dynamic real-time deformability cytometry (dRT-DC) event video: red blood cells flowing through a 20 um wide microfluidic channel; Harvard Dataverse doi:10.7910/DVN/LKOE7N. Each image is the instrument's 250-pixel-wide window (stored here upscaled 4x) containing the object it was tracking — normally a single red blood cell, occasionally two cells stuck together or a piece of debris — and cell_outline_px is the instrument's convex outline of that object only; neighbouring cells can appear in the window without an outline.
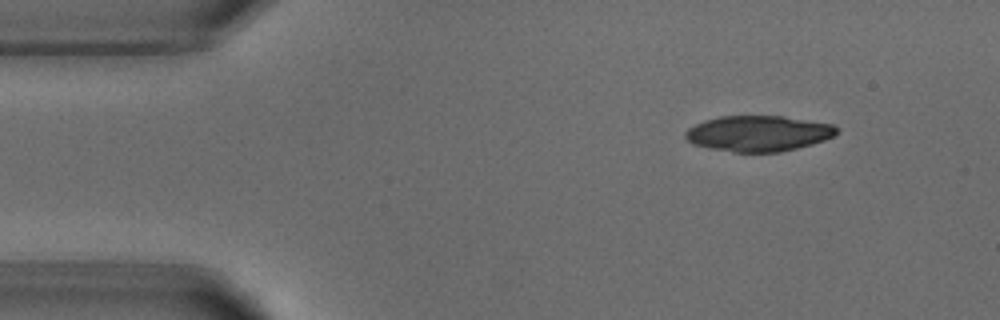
{"species": "common noctule bat (a hibernating species)", "species_latin": "Nyctalus noctula", "temperature_condition": "warm", "stored_images_in_passage": 3, "camera_frame_rate_fps": 3000, "um_per_image_px": 0.085, "animal": {"sex": "male", "body_mass_g": 18.8}, "frame": {"image": 1, "passage_image": 1, "time_ms": 0.0, "image_size_px": [1000, 320], "cell_outline_px": [[840, 128], [832, 136], [824, 140], [812, 144], [780, 152], [732, 152], [708, 148], [692, 144], [684, 136], [684, 132], [688, 128], [704, 120], [720, 116], [784, 116], [836, 124]], "centroid_in_image_um": [64.46, 11.34], "position_along_channel_um": 20.5, "area_um2": 31.73}}